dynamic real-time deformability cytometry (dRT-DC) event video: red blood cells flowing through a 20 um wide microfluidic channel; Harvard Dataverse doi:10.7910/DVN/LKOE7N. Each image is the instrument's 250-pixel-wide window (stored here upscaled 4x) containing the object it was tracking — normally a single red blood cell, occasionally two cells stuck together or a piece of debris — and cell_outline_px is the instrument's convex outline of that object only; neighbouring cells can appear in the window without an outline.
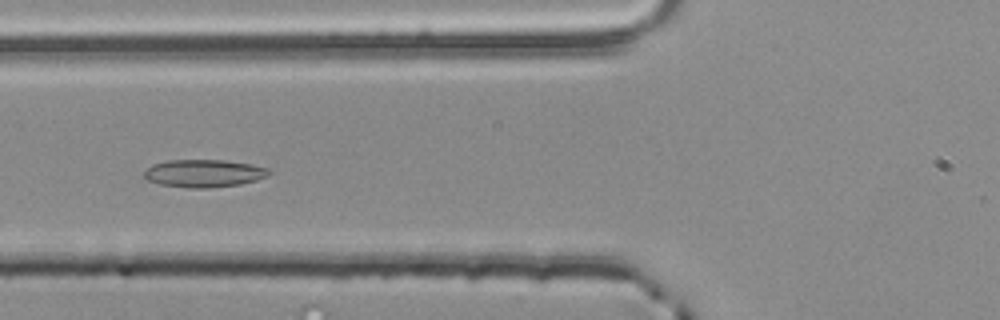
{"species": "common noctule bat (a hibernating species)", "species_latin": "Nyctalus noctula", "temperature_condition": "room temperature", "stored_images_in_passage": 42, "camera_frame_rate_fps": 3000, "um_per_image_px": 0.085, "animal": {"sex": "male", "body_mass_g": 20.4}, "frame": {"image": 1, "passage_image": 9, "time_ms": 2.667, "image_size_px": [1000, 320], "cell_outline_px": [[272, 172], [268, 176], [256, 180], [240, 184], [208, 188], [188, 188], [160, 184], [148, 180], [144, 176], [144, 172], [152, 164], [168, 160], [224, 160], [252, 164], [268, 168]], "centroid_in_image_um": [17.35, 14.73], "position_along_channel_um": 108.4, "area_um2": 20.17}}
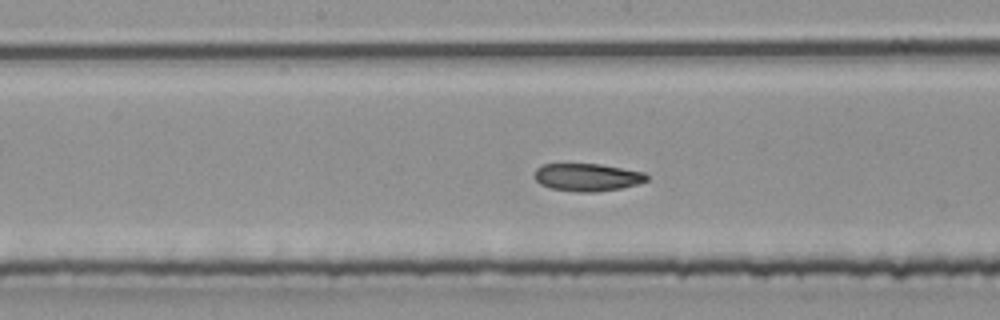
{"frame": {"image": 2, "passage_image": 16, "time_ms": 5.0, "image_size_px": [1000, 320], "cell_outline_px": [[648, 180], [636, 184], [620, 188], [596, 192], [576, 192], [552, 188], [540, 184], [532, 176], [536, 168], [540, 164], [600, 164], [644, 172], [648, 176]], "centroid_in_image_um": [49.87, 15.06], "position_along_channel_um": 198.3, "area_um2": 18.15}}
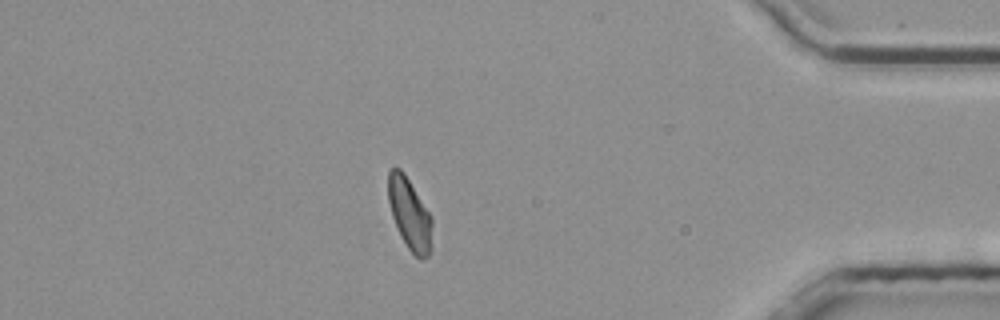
{"frame": {"image": 3, "passage_image": 35, "time_ms": 11.333, "image_size_px": [1000, 320], "cell_outline_px": [[432, 224], [428, 256], [424, 260], [420, 260], [408, 248], [400, 236], [392, 216], [388, 200], [388, 172], [392, 168], [400, 168], [404, 172], [432, 216]], "centroid_in_image_um": [34.8, 18.16], "position_along_channel_um": 400.4, "area_um2": 18.21}}